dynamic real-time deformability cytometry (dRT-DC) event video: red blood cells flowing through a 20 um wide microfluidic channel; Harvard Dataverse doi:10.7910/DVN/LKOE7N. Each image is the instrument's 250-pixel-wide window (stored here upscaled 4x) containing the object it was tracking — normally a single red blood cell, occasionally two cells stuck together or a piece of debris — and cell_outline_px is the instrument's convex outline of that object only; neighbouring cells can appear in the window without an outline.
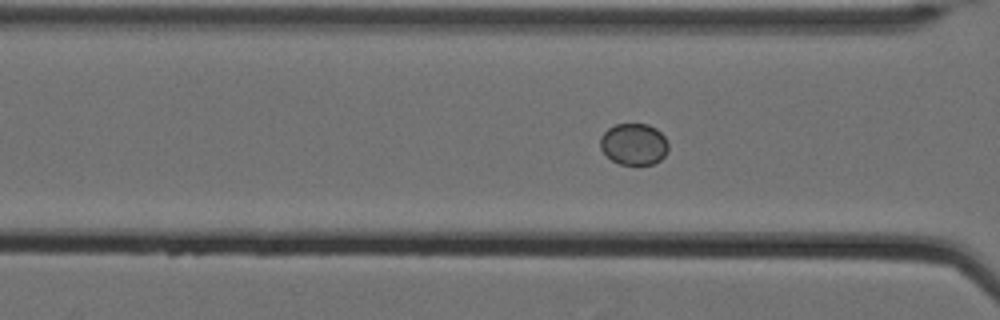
{"species": "Egyptian fruit bat (a non-hibernating species)", "species_latin": "Rousettus aegyptiacus", "temperature_condition": "cold", "stored_images_in_passage": 59, "camera_frame_rate_fps": 3000, "um_per_image_px": 0.085, "animal": {"sex": "female"}, "frame": {"image": 1, "passage_image": 25, "time_ms": 8.0, "image_size_px": [1000, 320], "cell_outline_px": [[668, 152], [660, 160], [652, 164], [620, 164], [612, 160], [600, 148], [600, 136], [608, 128], [616, 124], [648, 124], [656, 128], [664, 136], [668, 144]], "centroid_in_image_um": [53.88, 12.24], "position_along_channel_um": 112.7, "area_um2": 16.47}}
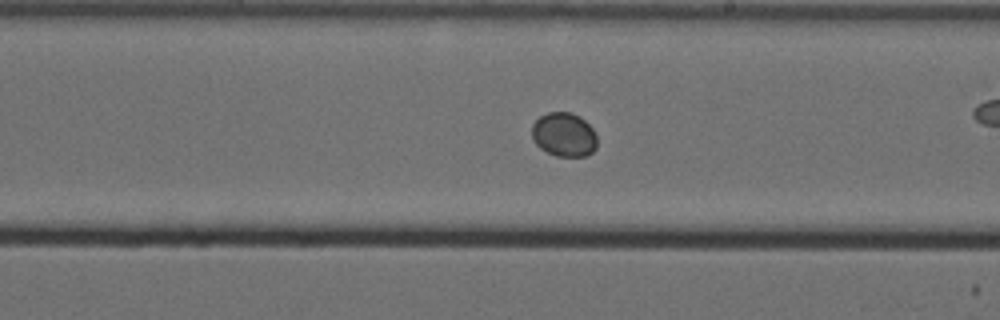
{"frame": {"image": 2, "passage_image": 36, "time_ms": 11.667, "image_size_px": [1000, 320], "cell_outline_px": [[596, 148], [592, 152], [584, 156], [556, 156], [540, 148], [532, 140], [532, 124], [540, 116], [548, 112], [568, 112], [580, 116], [592, 128], [596, 136]], "centroid_in_image_um": [47.92, 11.44], "position_along_channel_um": 241.1, "area_um2": 16.7}}
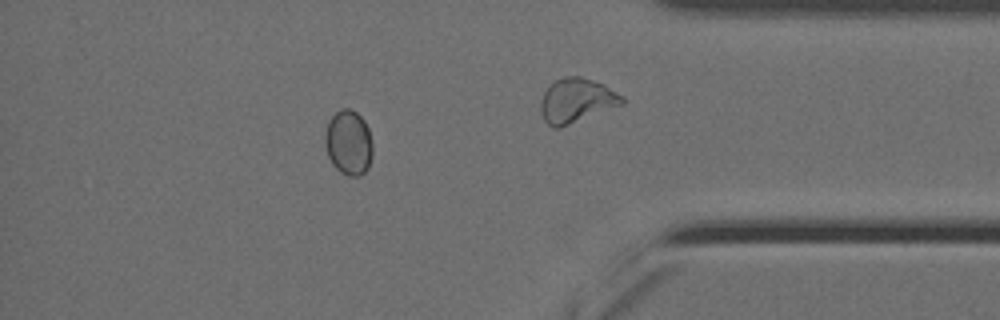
{"frame": {"image": 3, "passage_image": 52, "time_ms": 17.0, "image_size_px": [1000, 320], "cell_outline_px": [[372, 156], [368, 168], [360, 176], [348, 176], [340, 172], [332, 164], [328, 156], [324, 144], [324, 136], [328, 120], [340, 108], [348, 108], [356, 112], [364, 120], [368, 128], [372, 144]], "centroid_in_image_um": [29.61, 12.12], "position_along_channel_um": 405.6, "area_um2": 18.21}}